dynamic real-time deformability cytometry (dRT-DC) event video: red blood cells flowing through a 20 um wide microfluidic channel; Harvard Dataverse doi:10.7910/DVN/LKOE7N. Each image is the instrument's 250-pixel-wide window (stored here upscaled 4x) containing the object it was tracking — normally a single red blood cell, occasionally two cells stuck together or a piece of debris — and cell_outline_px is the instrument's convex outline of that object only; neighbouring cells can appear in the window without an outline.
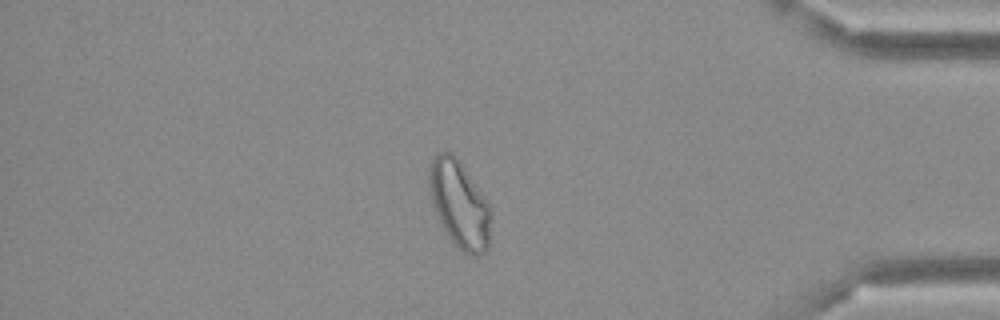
{"species": "Egyptian fruit bat (a non-hibernating species)", "species_latin": "Rousettus aegyptiacus", "temperature_condition": "cold", "stored_images_in_passage": 48, "camera_frame_rate_fps": 3000, "um_per_image_px": 0.085, "frame": {"image": 1, "passage_image": 41, "time_ms": 13.333, "image_size_px": [1000, 320], "cell_outline_px": [[492, 216], [488, 248], [480, 256], [476, 256], [464, 252], [448, 236], [432, 204], [428, 188], [428, 168], [436, 152], [452, 152], [460, 160], [488, 200], [492, 212]], "centroid_in_image_um": [39.07, 17.31], "position_along_channel_um": 396.1, "area_um2": 31.79}}